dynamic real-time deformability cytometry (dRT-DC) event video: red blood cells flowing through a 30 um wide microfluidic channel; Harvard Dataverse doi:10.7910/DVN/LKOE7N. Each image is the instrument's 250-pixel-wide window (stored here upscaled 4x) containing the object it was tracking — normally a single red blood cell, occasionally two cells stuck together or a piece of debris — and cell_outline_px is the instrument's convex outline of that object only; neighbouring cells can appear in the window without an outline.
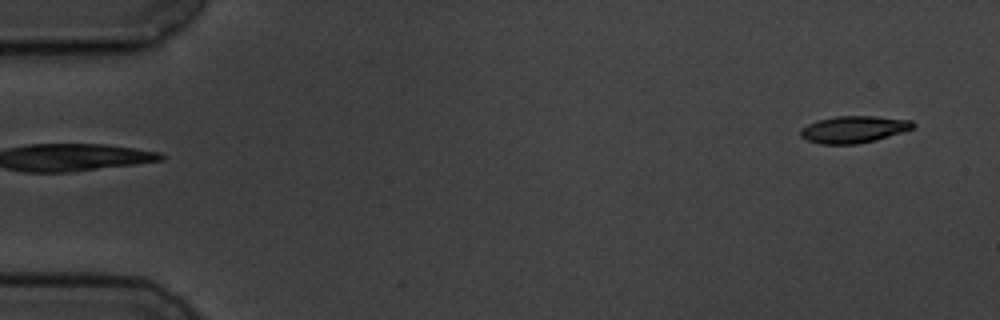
{"species": "common noctule bat (a hibernating species)", "species_latin": "Nyctalus noctula", "temperature_condition": "cold", "stored_images_in_passage": 6, "segment_of_instrument_passage": [2, 2], "camera_frame_rate_fps": 3000, "um_per_image_px": 0.085, "animal": {"sex": "male", "body_mass_g": 19.5, "forearm_length_mm": 54.6}, "frame": {"image": 1, "passage_image": 6, "time_ms": 5.667, "image_size_px": [1000, 320], "cell_outline_px": [[916, 124], [912, 128], [876, 140], [856, 144], [820, 144], [808, 140], [800, 136], [800, 128], [808, 124], [820, 120], [836, 116], [876, 116], [912, 120]], "centroid_in_image_um": [72.55, 10.99], "position_along_channel_um": 12.4, "area_um2": 17.51}}